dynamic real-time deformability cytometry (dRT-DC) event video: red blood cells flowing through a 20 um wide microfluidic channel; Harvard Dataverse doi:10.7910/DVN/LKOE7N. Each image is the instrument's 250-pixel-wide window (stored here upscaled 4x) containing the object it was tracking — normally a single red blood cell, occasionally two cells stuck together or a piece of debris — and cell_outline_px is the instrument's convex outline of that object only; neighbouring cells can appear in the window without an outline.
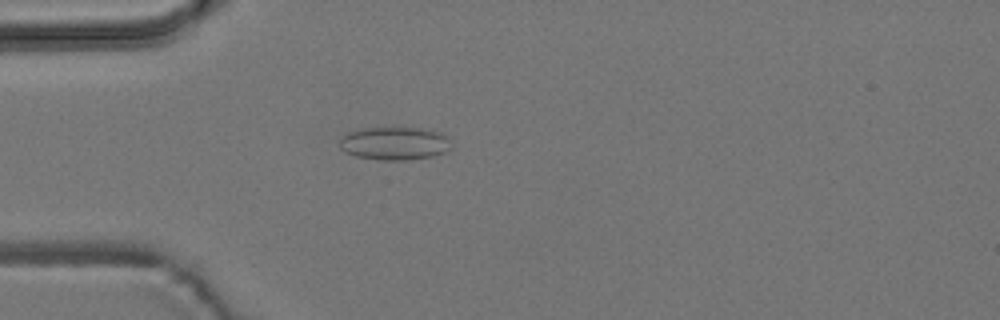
{"species": "common noctule bat (a hibernating species)", "species_latin": "Nyctalus noctula", "temperature_condition": "room temperature", "stored_images_in_passage": 3, "camera_frame_rate_fps": 3000, "um_per_image_px": 0.085, "animal": {"sex": "male", "body_mass_g": 19.2, "forearm_length_mm": 51.8}, "frame": {"image": 1, "passage_image": 3, "time_ms": 2.0, "image_size_px": [1000, 320], "cell_outline_px": [[452, 148], [444, 152], [432, 156], [404, 160], [380, 160], [356, 156], [344, 152], [340, 148], [340, 136], [348, 132], [360, 128], [424, 128], [440, 132], [448, 136]], "centroid_in_image_um": [33.53, 12.18], "position_along_channel_um": 51.5, "area_um2": 21.73}}